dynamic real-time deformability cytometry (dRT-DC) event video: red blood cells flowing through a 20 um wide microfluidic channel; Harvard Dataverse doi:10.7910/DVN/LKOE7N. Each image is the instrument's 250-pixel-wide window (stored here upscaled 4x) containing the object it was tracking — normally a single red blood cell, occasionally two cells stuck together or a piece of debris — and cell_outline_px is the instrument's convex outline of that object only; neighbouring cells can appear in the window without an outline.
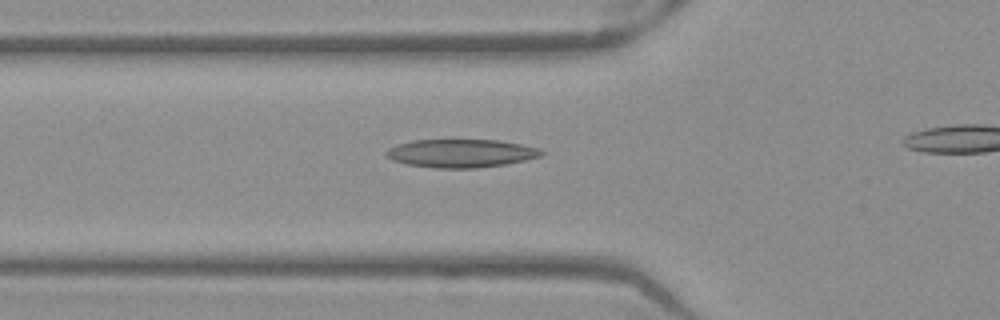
{"species": "Egyptian fruit bat (a non-hibernating species)", "species_latin": "Rousettus aegyptiacus", "temperature_condition": "warm", "stored_images_in_passage": 33, "camera_frame_rate_fps": 3000, "um_per_image_px": 0.085, "frame": {"image": 1, "passage_image": 9, "time_ms": 2.667, "image_size_px": [1000, 320], "cell_outline_px": [[544, 152], [540, 156], [524, 160], [504, 164], [476, 168], [436, 168], [408, 164], [392, 160], [384, 152], [388, 148], [396, 144], [412, 140], [500, 140], [540, 148]], "centroid_in_image_um": [39.16, 13.02], "position_along_channel_um": 86.6, "area_um2": 25.43}}
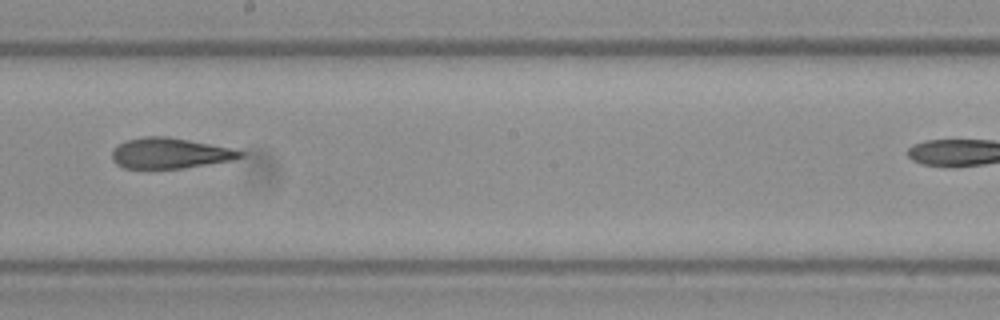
{"frame": {"image": 2, "passage_image": 20, "time_ms": 6.333, "image_size_px": [1000, 320], "cell_outline_px": [[244, 156], [232, 160], [184, 168], [124, 168], [116, 164], [112, 160], [112, 148], [128, 140], [144, 136], [168, 136], [228, 148], [244, 152]], "centroid_in_image_um": [14.4, 13.03], "position_along_channel_um": 233.8, "area_um2": 22.6}}
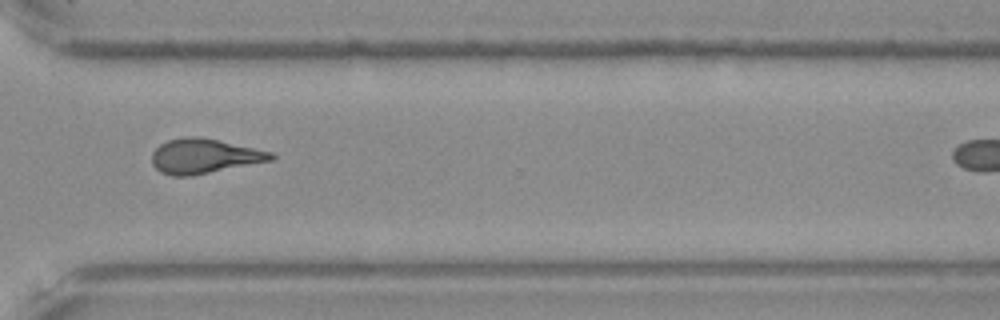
{"frame": {"image": 3, "passage_image": 29, "time_ms": 9.333, "image_size_px": [1000, 320], "cell_outline_px": [[276, 156], [272, 160], [192, 176], [172, 176], [160, 172], [152, 164], [152, 152], [160, 144], [168, 140], [184, 136], [200, 136], [272, 152]], "centroid_in_image_um": [17.32, 13.27], "position_along_channel_um": 353.3, "area_um2": 24.1}}